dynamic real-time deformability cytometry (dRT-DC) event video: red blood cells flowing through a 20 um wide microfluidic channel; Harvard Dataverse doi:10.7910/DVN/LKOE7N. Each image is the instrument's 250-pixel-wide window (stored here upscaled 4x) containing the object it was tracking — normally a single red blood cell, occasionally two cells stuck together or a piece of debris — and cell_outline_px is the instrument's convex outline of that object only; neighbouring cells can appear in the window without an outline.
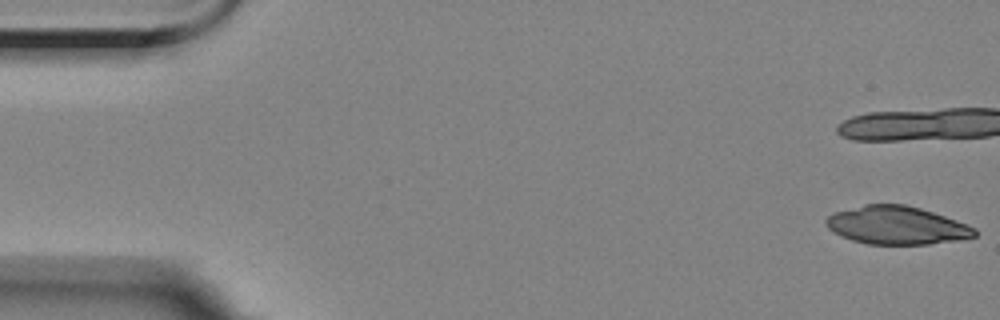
{"species": "Egyptian fruit bat (a non-hibernating species)", "species_latin": "Rousettus aegyptiacus", "temperature_condition": "room temperature", "stored_images_in_passage": 16, "camera_frame_rate_fps": 3000, "um_per_image_px": 0.085, "animal": {"sex": "female"}, "frame": {"image": 1, "passage_image": 1, "time_ms": 0.0, "image_size_px": [1000, 320], "cell_outline_px": [[976, 236], [956, 240], [928, 244], [868, 244], [852, 240], [840, 236], [828, 228], [824, 224], [824, 220], [832, 212], [864, 204], [904, 204], [920, 208], [968, 224], [976, 228]], "centroid_in_image_um": [76.17, 19.14], "position_along_channel_um": 8.8, "area_um2": 33.06}}